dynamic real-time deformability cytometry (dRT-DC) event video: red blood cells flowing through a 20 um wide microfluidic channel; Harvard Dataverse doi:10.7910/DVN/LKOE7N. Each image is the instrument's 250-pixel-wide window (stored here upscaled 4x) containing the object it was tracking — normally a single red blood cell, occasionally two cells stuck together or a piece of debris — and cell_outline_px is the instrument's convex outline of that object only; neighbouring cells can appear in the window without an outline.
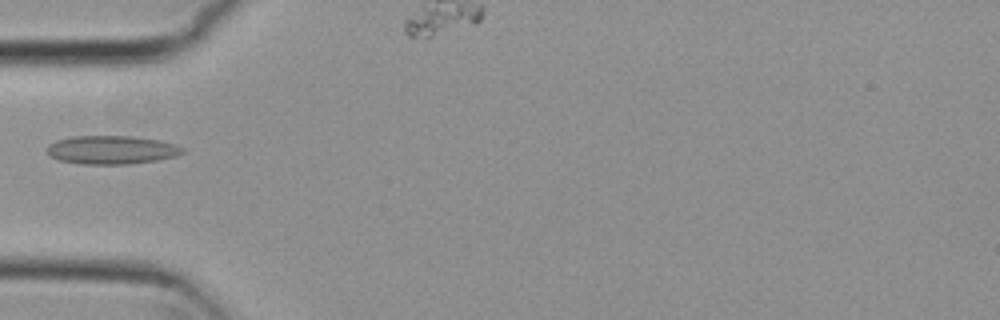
{"species": "common noctule bat (a hibernating species)", "species_latin": "Nyctalus noctula", "temperature_condition": "cold", "stored_images_in_passage": 7, "camera_frame_rate_fps": 3000, "um_per_image_px": 0.085, "animal": {"sex": "female", "body_mass_g": 29.2, "forearm_length_mm": 56.3}, "frame": {"image": 1, "passage_image": 5, "time_ms": 1.333, "image_size_px": [1000, 320], "cell_outline_px": [[184, 152], [176, 156], [156, 160], [128, 164], [84, 164], [60, 160], [52, 156], [48, 152], [48, 144], [56, 140], [72, 136], [132, 136], [160, 140], [176, 144], [184, 148]], "centroid_in_image_um": [9.52, 12.73], "position_along_channel_um": 75.5, "area_um2": 22.43}}
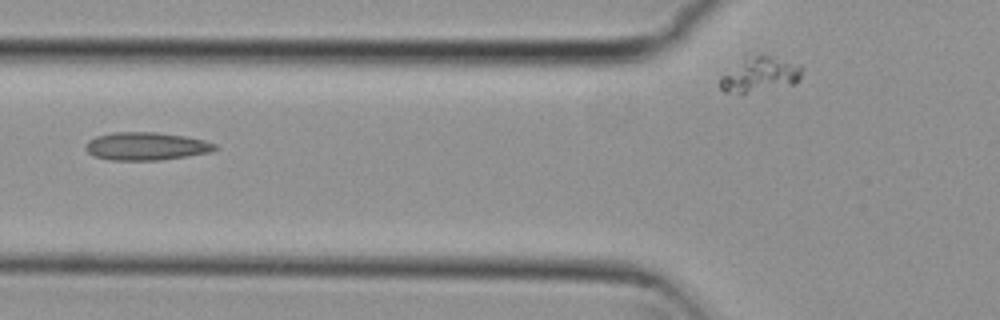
{"frame": {"image": 2, "passage_image": 6, "time_ms": 1.667, "image_size_px": [1000, 320], "cell_outline_px": [[220, 148], [212, 152], [160, 160], [108, 160], [92, 156], [84, 148], [88, 140], [96, 136], [112, 132], [156, 132], [184, 136], [204, 140], [216, 144]], "centroid_in_image_um": [12.41, 12.43], "position_along_channel_um": 113.4, "area_um2": 21.27}}